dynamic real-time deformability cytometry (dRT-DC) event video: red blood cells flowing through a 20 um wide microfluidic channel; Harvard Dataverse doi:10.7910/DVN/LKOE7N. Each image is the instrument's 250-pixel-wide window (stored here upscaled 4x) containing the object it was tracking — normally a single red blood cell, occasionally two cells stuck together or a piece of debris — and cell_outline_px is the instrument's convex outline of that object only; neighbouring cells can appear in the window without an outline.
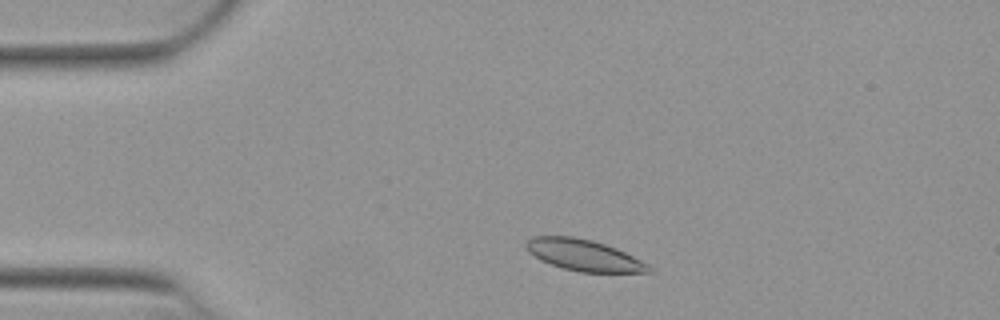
{"species": "Egyptian fruit bat (a non-hibernating species)", "species_latin": "Rousettus aegyptiacus", "temperature_condition": "warm", "stored_images_in_passage": 46, "camera_frame_rate_fps": 3000, "um_per_image_px": 0.085, "animal": {"sex": "female"}, "frame": {"image": 1, "passage_image": 5, "time_ms": 1.333, "image_size_px": [1000, 320], "cell_outline_px": [[652, 272], [580, 272], [564, 268], [540, 260], [528, 252], [524, 248], [524, 244], [532, 236], [572, 236], [592, 240], [616, 248], [648, 264], [652, 268]], "centroid_in_image_um": [49.58, 21.68], "position_along_channel_um": 35.4, "area_um2": 22.25}}
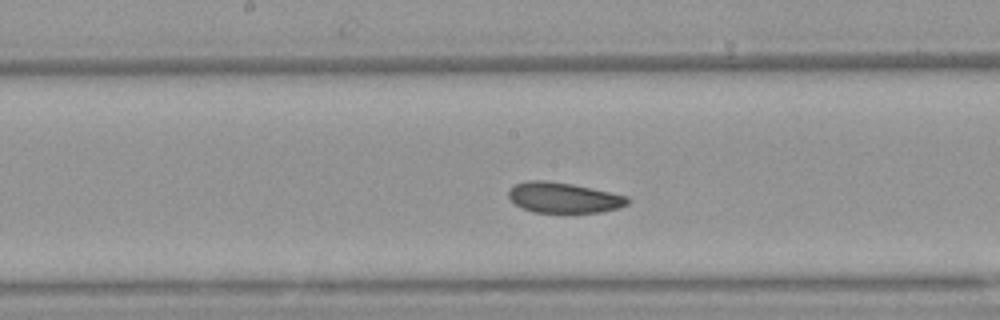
{"frame": {"image": 2, "passage_image": 21, "time_ms": 6.667, "image_size_px": [1000, 320], "cell_outline_px": [[628, 204], [620, 208], [600, 212], [532, 212], [520, 208], [508, 196], [508, 192], [516, 184], [528, 180], [544, 180], [572, 184], [592, 188], [628, 196]], "centroid_in_image_um": [47.91, 16.8], "position_along_channel_um": 200.3, "area_um2": 21.04}}
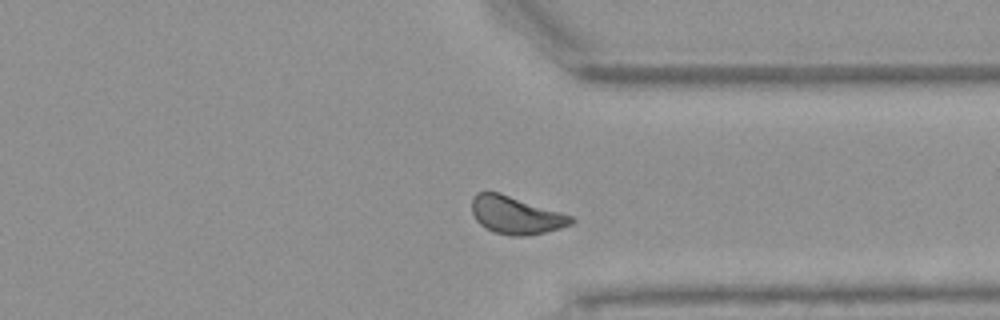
{"frame": {"image": 3, "passage_image": 34, "time_ms": 11.0, "image_size_px": [1000, 320], "cell_outline_px": [[576, 220], [572, 224], [560, 228], [544, 232], [524, 236], [512, 236], [492, 232], [484, 228], [476, 220], [472, 212], [472, 196], [476, 192], [500, 192], [572, 216]], "centroid_in_image_um": [43.82, 18.29], "position_along_channel_um": 367.6, "area_um2": 21.85}}